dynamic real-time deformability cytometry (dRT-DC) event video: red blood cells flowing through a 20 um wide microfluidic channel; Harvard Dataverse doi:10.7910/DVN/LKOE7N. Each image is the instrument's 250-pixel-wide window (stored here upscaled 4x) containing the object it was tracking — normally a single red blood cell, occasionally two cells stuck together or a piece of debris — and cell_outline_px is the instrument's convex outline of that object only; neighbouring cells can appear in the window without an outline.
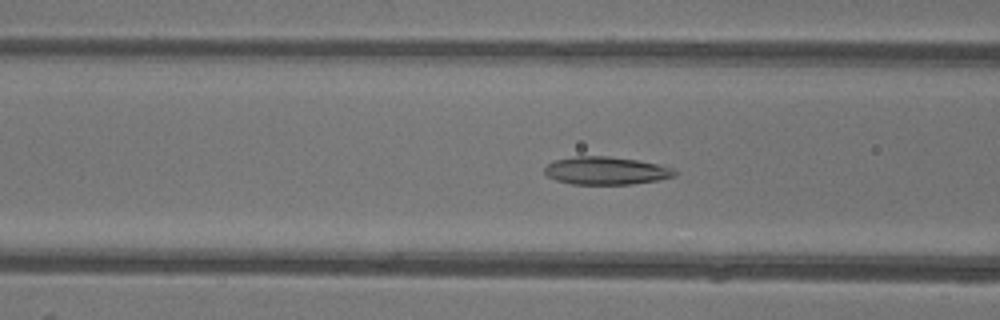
{"species": "common noctule bat (a hibernating species)", "species_latin": "Nyctalus noctula", "temperature_condition": "warm", "stored_images_in_passage": 49, "camera_frame_rate_fps": 3000, "um_per_image_px": 0.085, "animal": {"sex": "female"}, "frame": {"image": 1, "passage_image": 20, "time_ms": 6.333, "image_size_px": [1000, 320], "cell_outline_px": [[676, 176], [660, 180], [632, 184], [572, 184], [556, 180], [548, 176], [544, 172], [544, 168], [548, 164], [556, 160], [576, 156], [608, 156], [636, 160], [656, 164], [672, 168], [676, 172]], "centroid_in_image_um": [51.52, 14.51], "position_along_channel_um": 115.1, "area_um2": 20.98}}
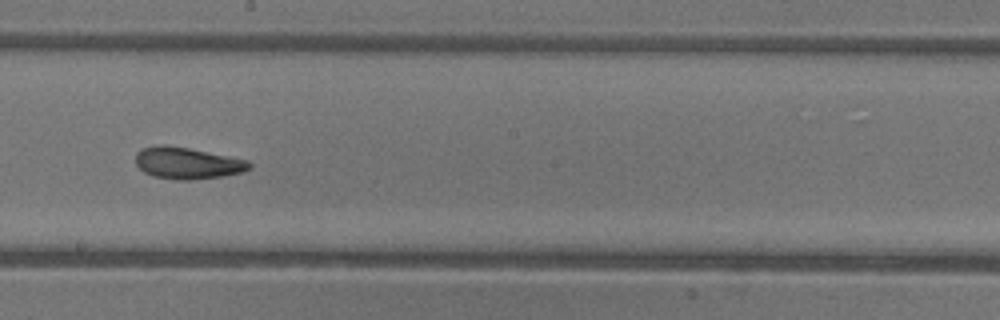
{"frame": {"image": 2, "passage_image": 29, "time_ms": 9.333, "image_size_px": [1000, 320], "cell_outline_px": [[252, 168], [244, 172], [224, 176], [192, 180], [176, 180], [152, 176], [144, 172], [136, 164], [136, 152], [144, 148], [156, 144], [164, 144], [188, 148], [248, 160], [252, 164]], "centroid_in_image_um": [15.94, 13.87], "position_along_channel_um": 232.3, "area_um2": 21.15}}
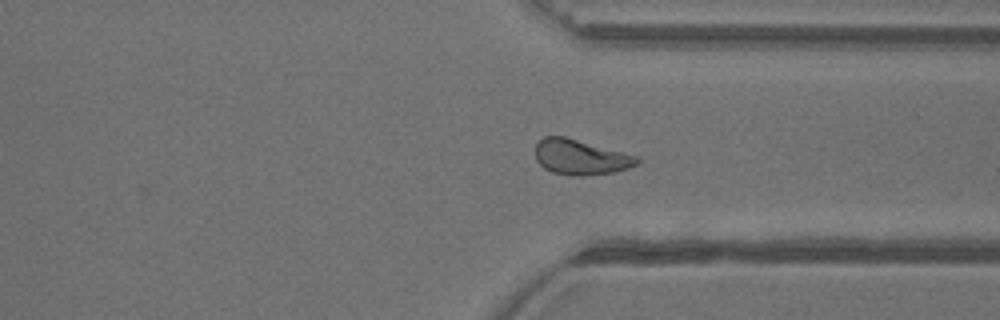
{"frame": {"image": 3, "passage_image": 39, "time_ms": 12.667, "image_size_px": [1000, 320], "cell_outline_px": [[640, 164], [616, 172], [580, 176], [572, 176], [552, 172], [544, 168], [536, 160], [536, 144], [544, 136], [564, 136], [640, 156]], "centroid_in_image_um": [49.39, 13.36], "position_along_channel_um": 362.0, "area_um2": 21.1}, "authors_computed_cell_mechanics": {"area_um2": 21.5016, "velocity_mm_per_s": 3.9018, "shape_relaxation_time_tau1_ms": 7.7792, "shape_relaxation_time_tau2_ms": 2.3674, "deformation_change_tau1": 0.2044, "deformation_change_tau2": 0.081}}